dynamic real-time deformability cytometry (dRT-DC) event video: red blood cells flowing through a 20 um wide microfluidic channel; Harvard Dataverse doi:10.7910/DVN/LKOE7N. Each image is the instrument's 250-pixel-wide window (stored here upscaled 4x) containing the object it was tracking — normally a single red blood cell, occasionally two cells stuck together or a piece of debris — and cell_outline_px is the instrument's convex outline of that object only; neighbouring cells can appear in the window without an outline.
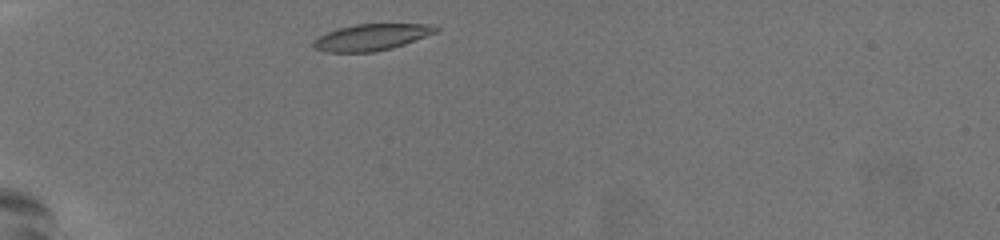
{"species": "common noctule bat (a hibernating species)", "species_latin": "Nyctalus noctula", "temperature_condition": "warm", "stored_images_in_passage": 31, "camera_frame_rate_fps": 3000, "um_per_image_px": 0.085, "animal": {"sex": "female", "body_mass_g": 19.5, "forearm_length_mm": 54.1}, "frame": {"image": 1, "passage_image": 1, "time_ms": 0.0, "image_size_px": [1000, 240], "cell_outline_px": [[440, 32], [392, 48], [376, 52], [324, 52], [316, 48], [312, 44], [312, 40], [328, 32], [340, 28], [356, 24], [428, 24], [440, 28]], "centroid_in_image_um": [31.62, 3.17], "position_along_channel_um": 53.4, "area_um2": 18.9}}
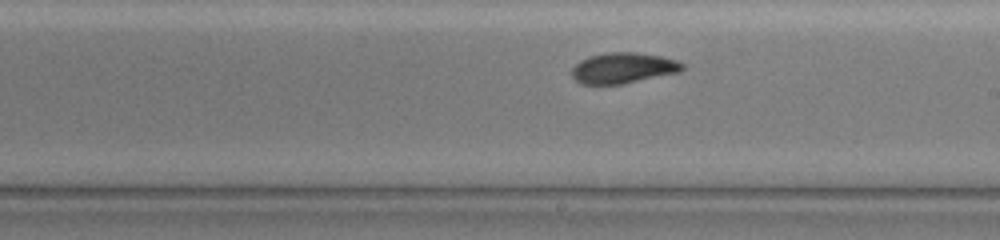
{"frame": {"image": 2, "passage_image": 18, "time_ms": 5.667, "image_size_px": [1000, 240], "cell_outline_px": [[684, 68], [680, 72], [624, 84], [580, 84], [572, 76], [572, 68], [580, 60], [588, 56], [608, 52], [636, 52], [660, 56], [676, 60], [684, 64]], "centroid_in_image_um": [52.97, 5.78], "position_along_channel_um": 236.0, "area_um2": 19.88}}
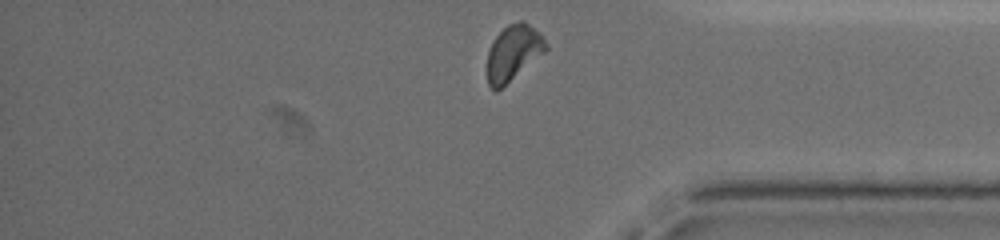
{"frame": {"image": 3, "passage_image": 31, "time_ms": 10.0, "image_size_px": [1000, 240], "cell_outline_px": [[548, 48], [544, 52], [496, 92], [488, 84], [488, 52], [496, 36], [508, 24], [520, 20], [524, 20], [540, 32], [544, 36], [548, 44]], "centroid_in_image_um": [43.66, 4.45], "position_along_channel_um": 391.5, "area_um2": 18.73}, "authors_computed_cell_mechanics": {"area_um2": 19.4786, "velocity_mm_per_s": 3.7543, "shape_relaxation_time_tau1_ms": 4.609, "shape_relaxation_time_tau2_ms": 4.7657, "deformation_change_tau1": 0.153, "deformation_change_tau2": 0.1089}}